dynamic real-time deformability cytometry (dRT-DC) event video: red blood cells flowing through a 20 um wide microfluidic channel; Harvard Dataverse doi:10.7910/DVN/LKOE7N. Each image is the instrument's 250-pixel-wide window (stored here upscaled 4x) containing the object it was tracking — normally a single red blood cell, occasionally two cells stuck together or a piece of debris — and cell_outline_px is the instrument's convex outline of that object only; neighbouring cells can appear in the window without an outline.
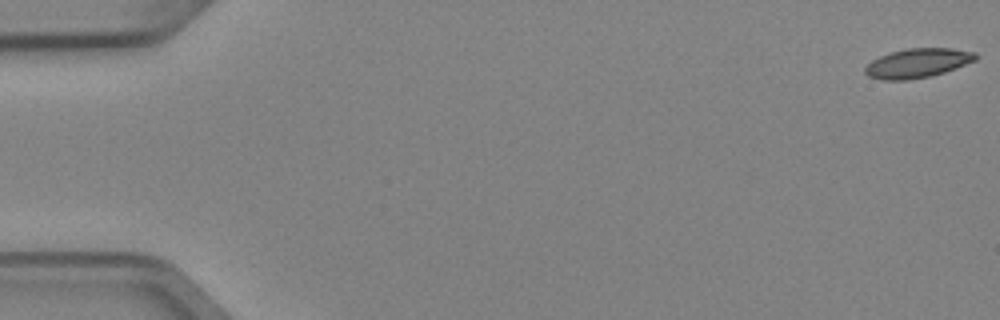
{"species": "Egyptian fruit bat (a non-hibernating species)", "species_latin": "Rousettus aegyptiacus", "temperature_condition": "cold", "stored_images_in_passage": 5, "camera_frame_rate_fps": 3000, "um_per_image_px": 0.085, "animal": {"sex": "female"}, "frame": {"image": 1, "passage_image": 1, "time_ms": 0.0, "image_size_px": [1000, 320], "cell_outline_px": [[976, 60], [944, 72], [928, 76], [904, 80], [884, 80], [868, 76], [864, 72], [864, 68], [872, 60], [880, 56], [892, 52], [908, 48], [952, 48], [976, 52]], "centroid_in_image_um": [77.98, 5.35], "position_along_channel_um": 7.0, "area_um2": 18.61}}
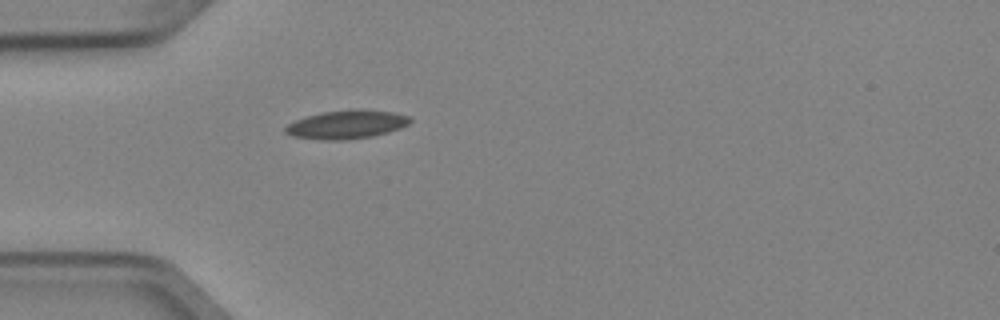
{"frame": {"image": 2, "passage_image": 5, "time_ms": 1.333, "image_size_px": [1000, 320], "cell_outline_px": [[412, 120], [408, 124], [400, 128], [388, 132], [372, 136], [348, 140], [320, 140], [292, 136], [284, 132], [284, 128], [288, 124], [296, 120], [308, 116], [324, 112], [352, 108], [364, 108], [392, 112], [412, 116]], "centroid_in_image_um": [29.49, 10.57], "position_along_channel_um": 55.5, "area_um2": 21.04}}